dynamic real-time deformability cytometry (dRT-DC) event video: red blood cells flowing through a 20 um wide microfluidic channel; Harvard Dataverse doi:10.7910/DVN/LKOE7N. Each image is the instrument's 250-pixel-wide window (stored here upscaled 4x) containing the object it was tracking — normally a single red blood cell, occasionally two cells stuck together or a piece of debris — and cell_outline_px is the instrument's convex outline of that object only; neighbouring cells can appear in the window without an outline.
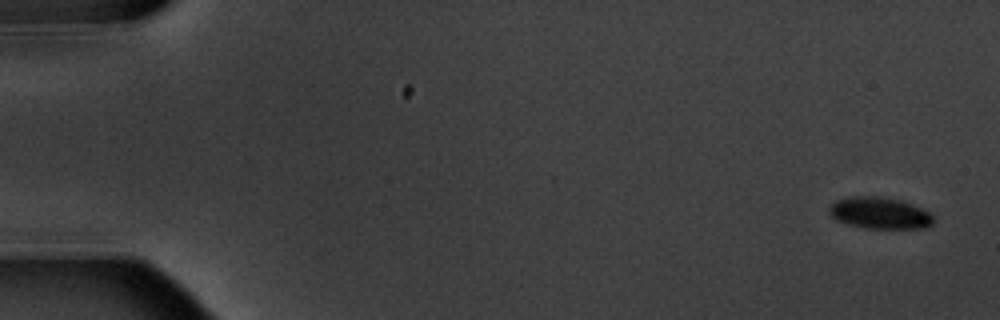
{"species": "common noctule bat (a hibernating species)", "species_latin": "Nyctalus noctula", "temperature_condition": "warm", "stored_images_in_passage": 6, "camera_frame_rate_fps": 3000, "um_per_image_px": 0.085, "animal": {"sex": "male", "body_mass_g": 20.1, "forearm_length_mm": 53.5}, "frame": {"image": 1, "passage_image": 1, "time_ms": 0.0, "image_size_px": [1000, 320], "cell_outline_px": [[932, 224], [928, 228], [864, 228], [848, 224], [836, 220], [828, 212], [828, 208], [836, 200], [848, 196], [880, 196], [900, 200], [912, 204], [928, 212], [932, 216]], "centroid_in_image_um": [74.74, 18.1], "position_along_channel_um": 10.3, "area_um2": 19.19}}
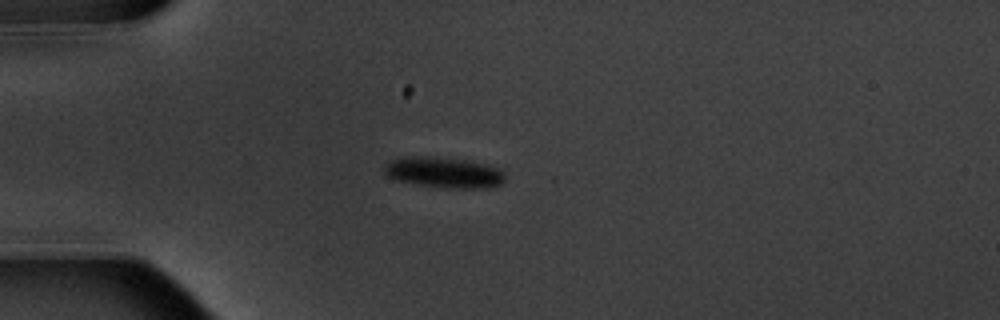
{"frame": {"image": 2, "passage_image": 5, "time_ms": 4.667, "image_size_px": [1000, 320], "cell_outline_px": [[504, 180], [500, 184], [488, 188], [452, 188], [420, 184], [396, 180], [388, 176], [384, 172], [384, 168], [392, 160], [404, 156], [436, 156], [492, 164], [500, 168], [504, 172]], "centroid_in_image_um": [37.79, 14.64], "position_along_channel_um": 47.2, "area_um2": 21.68}}